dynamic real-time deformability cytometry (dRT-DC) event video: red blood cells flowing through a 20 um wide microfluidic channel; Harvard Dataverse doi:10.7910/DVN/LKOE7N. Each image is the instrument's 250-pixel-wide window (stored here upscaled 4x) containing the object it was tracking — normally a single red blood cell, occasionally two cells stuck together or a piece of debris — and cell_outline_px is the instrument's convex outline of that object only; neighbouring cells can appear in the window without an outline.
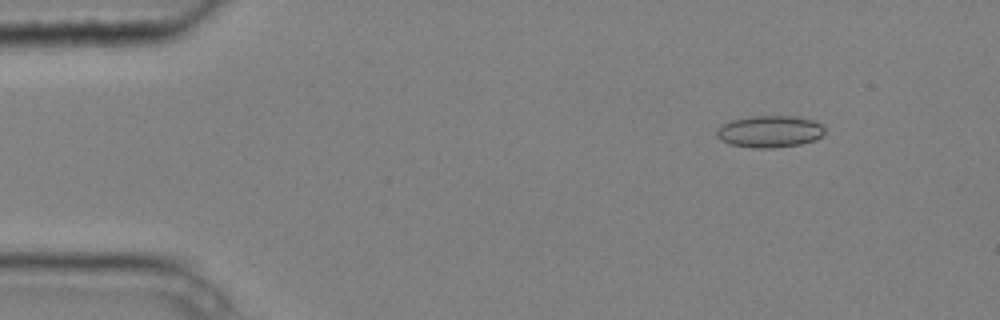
{"species": "common noctule bat (a hibernating species)", "species_latin": "Nyctalus noctula", "temperature_condition": "cold", "stored_images_in_passage": 6, "camera_frame_rate_fps": 3000, "um_per_image_px": 0.085, "animal": {"sex": "male", "body_mass_g": 20.4}, "frame": {"image": 1, "passage_image": 2, "time_ms": 0.333, "image_size_px": [1000, 320], "cell_outline_px": [[824, 132], [820, 136], [812, 140], [800, 144], [772, 148], [756, 148], [728, 144], [720, 140], [716, 136], [716, 128], [732, 120], [748, 116], [796, 116], [812, 120], [820, 124], [824, 128]], "centroid_in_image_um": [65.37, 11.17], "position_along_channel_um": 19.6, "area_um2": 20.0}}
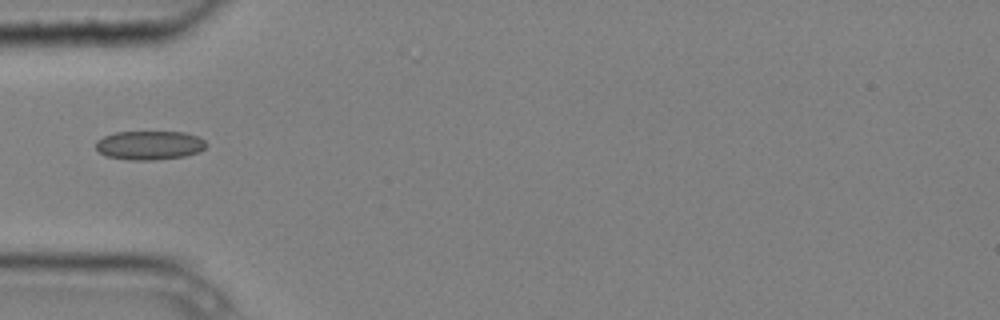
{"frame": {"image": 2, "passage_image": 5, "time_ms": 1.333, "image_size_px": [1000, 320], "cell_outline_px": [[208, 144], [200, 152], [184, 156], [152, 160], [128, 160], [108, 156], [100, 152], [96, 148], [96, 140], [104, 136], [116, 132], [184, 132], [196, 136], [204, 140]], "centroid_in_image_um": [12.71, 12.34], "position_along_channel_um": 72.3, "area_um2": 18.55}}